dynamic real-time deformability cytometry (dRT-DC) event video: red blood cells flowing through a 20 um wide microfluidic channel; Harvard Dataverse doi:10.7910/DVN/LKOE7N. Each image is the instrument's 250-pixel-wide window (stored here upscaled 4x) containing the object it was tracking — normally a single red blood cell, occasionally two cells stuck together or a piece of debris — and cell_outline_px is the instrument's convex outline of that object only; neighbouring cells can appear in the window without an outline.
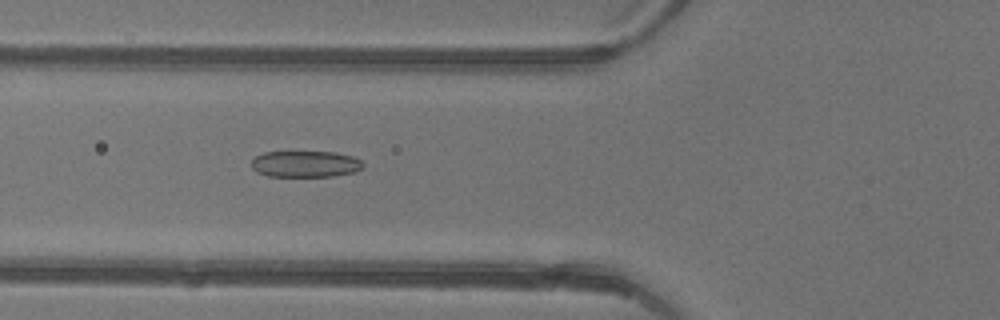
{"species": "common noctule bat (a hibernating species)", "species_latin": "Nyctalus noctula", "temperature_condition": "warm", "stored_images_in_passage": 46, "camera_frame_rate_fps": 3000, "um_per_image_px": 0.085, "animal": {"sex": "female"}, "frame": {"image": 1, "passage_image": 18, "time_ms": 5.667, "image_size_px": [1000, 320], "cell_outline_px": [[364, 168], [356, 172], [332, 176], [268, 176], [256, 172], [252, 168], [252, 160], [256, 156], [264, 152], [336, 152], [352, 156], [360, 160], [364, 164]], "centroid_in_image_um": [25.98, 13.94], "position_along_channel_um": 99.8, "area_um2": 17.22}}
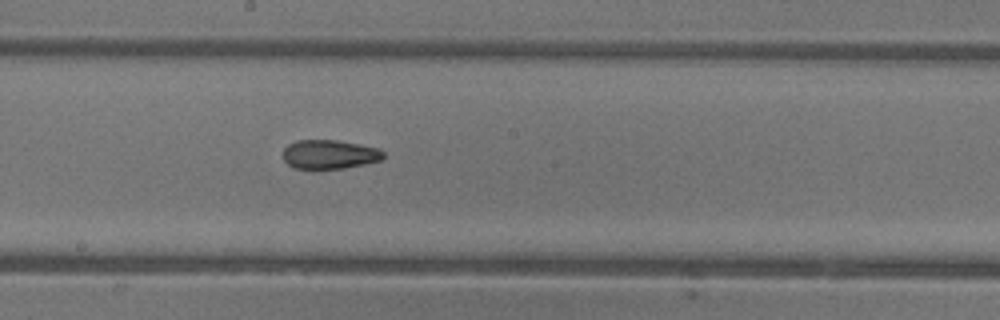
{"frame": {"image": 2, "passage_image": 26, "time_ms": 8.333, "image_size_px": [1000, 320], "cell_outline_px": [[384, 156], [380, 160], [364, 164], [344, 168], [292, 168], [284, 160], [284, 148], [288, 144], [296, 140], [336, 140], [360, 144], [380, 148], [384, 152]], "centroid_in_image_um": [28.01, 13.11], "position_along_channel_um": 220.2, "area_um2": 16.94}}
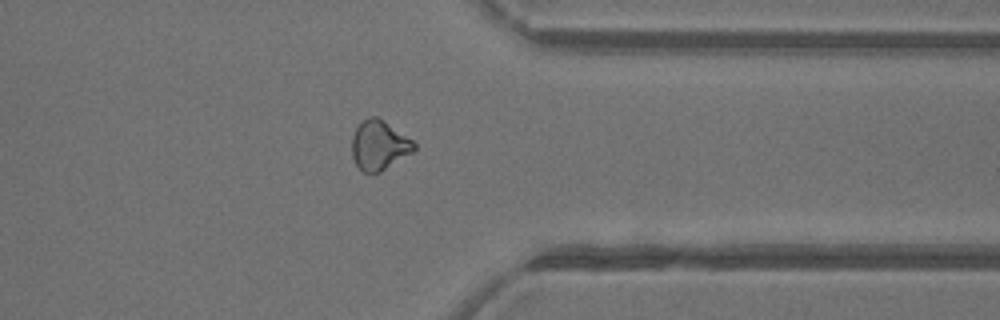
{"frame": {"image": 3, "passage_image": 37, "time_ms": 12.0, "image_size_px": [1000, 320], "cell_outline_px": [[416, 148], [412, 152], [380, 172], [372, 176], [364, 172], [356, 164], [352, 156], [352, 136], [356, 128], [368, 116], [376, 116], [412, 140], [416, 144]], "centroid_in_image_um": [32.2, 12.38], "position_along_channel_um": 379.2, "area_um2": 17.74}, "authors_computed_cell_mechanics": {"area_um2": 18.4093, "velocity_mm_per_s": 4.4934, "shape_relaxation_time_tau1_ms": 8.0012, "shape_relaxation_time_tau2_ms": 1.7847, "deformation_change_tau1": 0.168, "deformation_change_tau2": 0.0813}}